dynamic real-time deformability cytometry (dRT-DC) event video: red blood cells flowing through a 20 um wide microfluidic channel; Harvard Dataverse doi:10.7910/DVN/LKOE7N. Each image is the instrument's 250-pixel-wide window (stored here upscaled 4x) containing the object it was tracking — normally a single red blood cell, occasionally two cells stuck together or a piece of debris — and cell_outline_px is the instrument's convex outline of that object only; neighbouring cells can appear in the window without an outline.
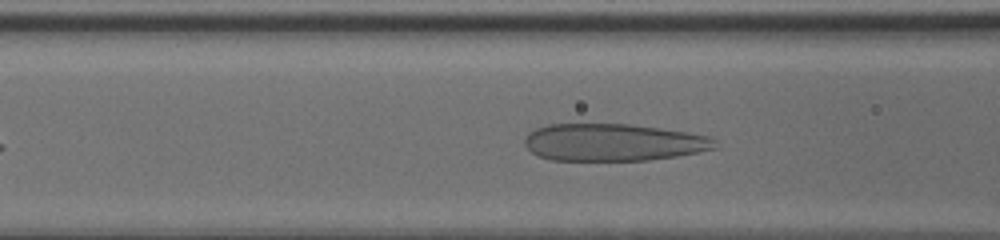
{"species": "human", "species_latin": "Homo sapiens", "temperature_condition": "cold", "stored_images_in_passage": 11, "camera_frame_rate_fps": 3000, "um_per_image_px": 0.085, "donor": {"sex": "male"}, "frame": {"image": 1, "passage_image": 5, "time_ms": 1.333, "image_size_px": [1000, 240], "cell_outline_px": [[720, 144], [716, 148], [700, 152], [676, 156], [648, 160], [552, 160], [540, 156], [532, 152], [524, 144], [524, 140], [528, 132], [536, 128], [548, 124], [628, 124], [684, 132], [708, 136], [716, 140]], "centroid_in_image_um": [52.12, 12.1], "position_along_channel_um": 114.5, "area_um2": 41.21}}
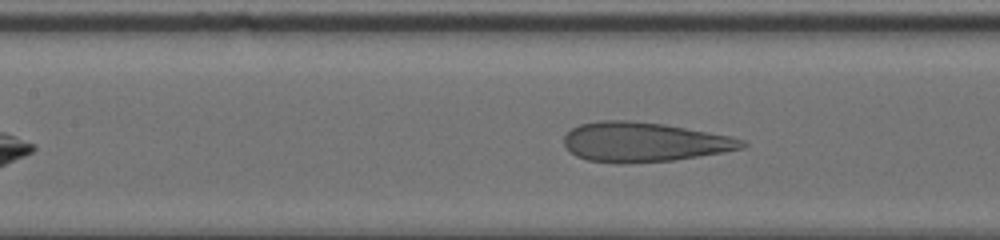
{"frame": {"image": 2, "passage_image": 8, "time_ms": 2.333, "image_size_px": [1000, 240], "cell_outline_px": [[748, 144], [744, 148], [724, 152], [672, 160], [628, 164], [616, 164], [588, 160], [576, 156], [564, 144], [564, 136], [572, 128], [580, 124], [600, 120], [628, 120], [664, 124], [708, 132], [728, 136], [744, 140]], "centroid_in_image_um": [54.72, 12.08], "position_along_channel_um": 152.7, "area_um2": 41.04}}